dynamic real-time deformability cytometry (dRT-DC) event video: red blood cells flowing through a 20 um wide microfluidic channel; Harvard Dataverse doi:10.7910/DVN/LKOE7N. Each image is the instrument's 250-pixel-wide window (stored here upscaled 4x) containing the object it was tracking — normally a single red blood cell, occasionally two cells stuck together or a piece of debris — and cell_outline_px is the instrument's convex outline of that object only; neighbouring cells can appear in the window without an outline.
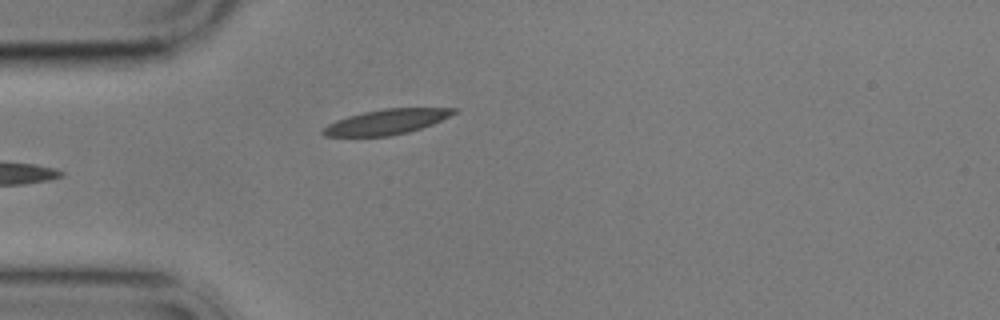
{"species": "common noctule bat (a hibernating species)", "species_latin": "Nyctalus noctula", "temperature_condition": "cold", "stored_images_in_passage": 3, "camera_frame_rate_fps": 3000, "um_per_image_px": 0.085, "animal": {"sex": "male", "body_mass_g": 17.9}, "frame": {"image": 1, "passage_image": 3, "time_ms": 2.333, "image_size_px": [1000, 320], "cell_outline_px": [[460, 108], [456, 112], [432, 124], [408, 132], [392, 136], [324, 136], [320, 132], [328, 124], [336, 120], [348, 116], [364, 112], [384, 108]], "centroid_in_image_um": [32.83, 10.36], "position_along_channel_um": 52.2, "area_um2": 18.96}}